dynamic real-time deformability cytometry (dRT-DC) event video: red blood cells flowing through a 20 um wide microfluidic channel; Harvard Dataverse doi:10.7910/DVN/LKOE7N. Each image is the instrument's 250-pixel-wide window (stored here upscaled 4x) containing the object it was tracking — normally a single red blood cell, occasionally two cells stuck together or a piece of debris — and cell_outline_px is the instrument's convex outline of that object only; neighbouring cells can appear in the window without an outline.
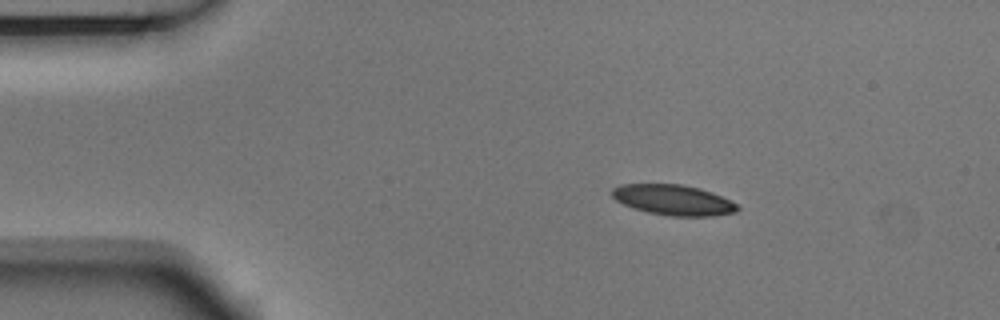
{"species": "Egyptian fruit bat (a non-hibernating species)", "species_latin": "Rousettus aegyptiacus", "temperature_condition": "room temperature", "stored_images_in_passage": 4, "camera_frame_rate_fps": 3000, "um_per_image_px": 0.085, "animal": {"sex": "male"}, "frame": {"image": 1, "passage_image": 2, "time_ms": 0.333, "image_size_px": [1000, 320], "cell_outline_px": [[740, 208], [736, 212], [712, 216], [668, 216], [648, 212], [624, 204], [616, 200], [612, 196], [612, 188], [620, 184], [680, 184], [700, 188], [712, 192], [736, 204]], "centroid_in_image_um": [57.23, 16.99], "position_along_channel_um": 27.8, "area_um2": 22.08}}
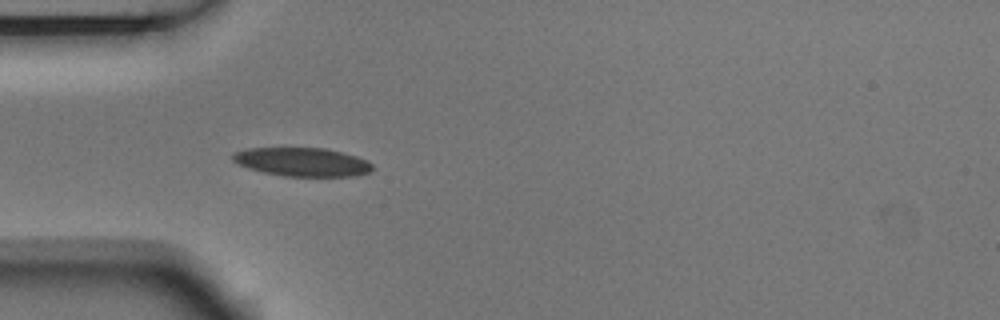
{"frame": {"image": 2, "passage_image": 4, "time_ms": 1.0, "image_size_px": [1000, 320], "cell_outline_px": [[372, 168], [368, 172], [356, 176], [284, 176], [264, 172], [248, 168], [232, 160], [232, 152], [248, 148], [328, 148], [356, 156], [372, 164]], "centroid_in_image_um": [25.66, 13.76], "position_along_channel_um": 59.3, "area_um2": 23.18}}